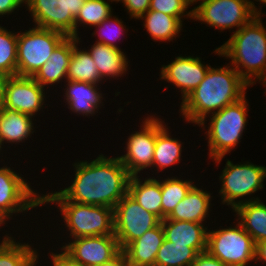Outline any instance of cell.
<instances>
[{
	"mask_svg": "<svg viewBox=\"0 0 266 266\" xmlns=\"http://www.w3.org/2000/svg\"><path fill=\"white\" fill-rule=\"evenodd\" d=\"M250 0H202L193 10V19L221 30L237 27L239 30L261 10Z\"/></svg>",
	"mask_w": 266,
	"mask_h": 266,
	"instance_id": "obj_8",
	"label": "cell"
},
{
	"mask_svg": "<svg viewBox=\"0 0 266 266\" xmlns=\"http://www.w3.org/2000/svg\"><path fill=\"white\" fill-rule=\"evenodd\" d=\"M38 254L30 245L4 237L0 244V266H36Z\"/></svg>",
	"mask_w": 266,
	"mask_h": 266,
	"instance_id": "obj_28",
	"label": "cell"
},
{
	"mask_svg": "<svg viewBox=\"0 0 266 266\" xmlns=\"http://www.w3.org/2000/svg\"><path fill=\"white\" fill-rule=\"evenodd\" d=\"M210 67L205 66L200 57L178 56L162 66L160 78L180 88L183 101L203 81Z\"/></svg>",
	"mask_w": 266,
	"mask_h": 266,
	"instance_id": "obj_16",
	"label": "cell"
},
{
	"mask_svg": "<svg viewBox=\"0 0 266 266\" xmlns=\"http://www.w3.org/2000/svg\"><path fill=\"white\" fill-rule=\"evenodd\" d=\"M164 238L174 244L186 245L198 254L207 250V228L203 223L161 220Z\"/></svg>",
	"mask_w": 266,
	"mask_h": 266,
	"instance_id": "obj_17",
	"label": "cell"
},
{
	"mask_svg": "<svg viewBox=\"0 0 266 266\" xmlns=\"http://www.w3.org/2000/svg\"><path fill=\"white\" fill-rule=\"evenodd\" d=\"M45 89L32 77L10 76L2 81L1 108L34 116L44 103Z\"/></svg>",
	"mask_w": 266,
	"mask_h": 266,
	"instance_id": "obj_14",
	"label": "cell"
},
{
	"mask_svg": "<svg viewBox=\"0 0 266 266\" xmlns=\"http://www.w3.org/2000/svg\"><path fill=\"white\" fill-rule=\"evenodd\" d=\"M141 124V131L131 134L127 142V153L119 157L130 176H138L141 170L152 167L156 135L165 127L155 116H148Z\"/></svg>",
	"mask_w": 266,
	"mask_h": 266,
	"instance_id": "obj_12",
	"label": "cell"
},
{
	"mask_svg": "<svg viewBox=\"0 0 266 266\" xmlns=\"http://www.w3.org/2000/svg\"><path fill=\"white\" fill-rule=\"evenodd\" d=\"M22 3H25V0H0V15L11 14Z\"/></svg>",
	"mask_w": 266,
	"mask_h": 266,
	"instance_id": "obj_39",
	"label": "cell"
},
{
	"mask_svg": "<svg viewBox=\"0 0 266 266\" xmlns=\"http://www.w3.org/2000/svg\"><path fill=\"white\" fill-rule=\"evenodd\" d=\"M79 37H66L51 54L49 60L32 77L43 88L48 84L59 83L67 78V70L72 57L73 46Z\"/></svg>",
	"mask_w": 266,
	"mask_h": 266,
	"instance_id": "obj_18",
	"label": "cell"
},
{
	"mask_svg": "<svg viewBox=\"0 0 266 266\" xmlns=\"http://www.w3.org/2000/svg\"><path fill=\"white\" fill-rule=\"evenodd\" d=\"M99 71L100 78L119 77L127 71L128 59L120 48L95 43L88 50Z\"/></svg>",
	"mask_w": 266,
	"mask_h": 266,
	"instance_id": "obj_24",
	"label": "cell"
},
{
	"mask_svg": "<svg viewBox=\"0 0 266 266\" xmlns=\"http://www.w3.org/2000/svg\"><path fill=\"white\" fill-rule=\"evenodd\" d=\"M248 103L245 98L225 106L210 117L208 134L209 156L219 163L240 141L247 121Z\"/></svg>",
	"mask_w": 266,
	"mask_h": 266,
	"instance_id": "obj_5",
	"label": "cell"
},
{
	"mask_svg": "<svg viewBox=\"0 0 266 266\" xmlns=\"http://www.w3.org/2000/svg\"><path fill=\"white\" fill-rule=\"evenodd\" d=\"M210 200V193L194 185L167 219L202 223L209 215Z\"/></svg>",
	"mask_w": 266,
	"mask_h": 266,
	"instance_id": "obj_21",
	"label": "cell"
},
{
	"mask_svg": "<svg viewBox=\"0 0 266 266\" xmlns=\"http://www.w3.org/2000/svg\"><path fill=\"white\" fill-rule=\"evenodd\" d=\"M66 37L61 32L36 25L26 32L18 33L17 75L33 77Z\"/></svg>",
	"mask_w": 266,
	"mask_h": 266,
	"instance_id": "obj_6",
	"label": "cell"
},
{
	"mask_svg": "<svg viewBox=\"0 0 266 266\" xmlns=\"http://www.w3.org/2000/svg\"><path fill=\"white\" fill-rule=\"evenodd\" d=\"M198 253L186 245L174 244L166 239L163 240L158 250L156 266H192Z\"/></svg>",
	"mask_w": 266,
	"mask_h": 266,
	"instance_id": "obj_30",
	"label": "cell"
},
{
	"mask_svg": "<svg viewBox=\"0 0 266 266\" xmlns=\"http://www.w3.org/2000/svg\"><path fill=\"white\" fill-rule=\"evenodd\" d=\"M73 166L72 185L59 191L71 202L114 208L128 193L130 175L119 157L101 154L89 163L80 161Z\"/></svg>",
	"mask_w": 266,
	"mask_h": 266,
	"instance_id": "obj_1",
	"label": "cell"
},
{
	"mask_svg": "<svg viewBox=\"0 0 266 266\" xmlns=\"http://www.w3.org/2000/svg\"><path fill=\"white\" fill-rule=\"evenodd\" d=\"M114 234L121 250L157 227L161 220L142 208L128 193L113 208Z\"/></svg>",
	"mask_w": 266,
	"mask_h": 266,
	"instance_id": "obj_10",
	"label": "cell"
},
{
	"mask_svg": "<svg viewBox=\"0 0 266 266\" xmlns=\"http://www.w3.org/2000/svg\"><path fill=\"white\" fill-rule=\"evenodd\" d=\"M259 260L266 263V240L256 243L255 262Z\"/></svg>",
	"mask_w": 266,
	"mask_h": 266,
	"instance_id": "obj_41",
	"label": "cell"
},
{
	"mask_svg": "<svg viewBox=\"0 0 266 266\" xmlns=\"http://www.w3.org/2000/svg\"><path fill=\"white\" fill-rule=\"evenodd\" d=\"M139 19H145L144 26L153 40L171 41L182 28V21L177 17L149 10Z\"/></svg>",
	"mask_w": 266,
	"mask_h": 266,
	"instance_id": "obj_26",
	"label": "cell"
},
{
	"mask_svg": "<svg viewBox=\"0 0 266 266\" xmlns=\"http://www.w3.org/2000/svg\"><path fill=\"white\" fill-rule=\"evenodd\" d=\"M112 7L105 0H86L75 18V38H78V24L96 26L107 19L111 14Z\"/></svg>",
	"mask_w": 266,
	"mask_h": 266,
	"instance_id": "obj_33",
	"label": "cell"
},
{
	"mask_svg": "<svg viewBox=\"0 0 266 266\" xmlns=\"http://www.w3.org/2000/svg\"><path fill=\"white\" fill-rule=\"evenodd\" d=\"M256 1H259V2H262L263 4H266V0H256Z\"/></svg>",
	"mask_w": 266,
	"mask_h": 266,
	"instance_id": "obj_45",
	"label": "cell"
},
{
	"mask_svg": "<svg viewBox=\"0 0 266 266\" xmlns=\"http://www.w3.org/2000/svg\"><path fill=\"white\" fill-rule=\"evenodd\" d=\"M256 244L238 222L228 227L207 232V252L228 266H246L255 260Z\"/></svg>",
	"mask_w": 266,
	"mask_h": 266,
	"instance_id": "obj_7",
	"label": "cell"
},
{
	"mask_svg": "<svg viewBox=\"0 0 266 266\" xmlns=\"http://www.w3.org/2000/svg\"><path fill=\"white\" fill-rule=\"evenodd\" d=\"M2 81H3V77L0 76V106H1V94H2Z\"/></svg>",
	"mask_w": 266,
	"mask_h": 266,
	"instance_id": "obj_43",
	"label": "cell"
},
{
	"mask_svg": "<svg viewBox=\"0 0 266 266\" xmlns=\"http://www.w3.org/2000/svg\"><path fill=\"white\" fill-rule=\"evenodd\" d=\"M188 8V5L183 0H151L149 10L171 15L182 21L183 15L184 17L193 18V10H190L186 15L184 14Z\"/></svg>",
	"mask_w": 266,
	"mask_h": 266,
	"instance_id": "obj_35",
	"label": "cell"
},
{
	"mask_svg": "<svg viewBox=\"0 0 266 266\" xmlns=\"http://www.w3.org/2000/svg\"><path fill=\"white\" fill-rule=\"evenodd\" d=\"M53 266H80L75 260H73L67 253L63 252L59 254H50Z\"/></svg>",
	"mask_w": 266,
	"mask_h": 266,
	"instance_id": "obj_38",
	"label": "cell"
},
{
	"mask_svg": "<svg viewBox=\"0 0 266 266\" xmlns=\"http://www.w3.org/2000/svg\"><path fill=\"white\" fill-rule=\"evenodd\" d=\"M164 239V231L160 223L129 243L122 251L130 266H153Z\"/></svg>",
	"mask_w": 266,
	"mask_h": 266,
	"instance_id": "obj_19",
	"label": "cell"
},
{
	"mask_svg": "<svg viewBox=\"0 0 266 266\" xmlns=\"http://www.w3.org/2000/svg\"><path fill=\"white\" fill-rule=\"evenodd\" d=\"M57 203L72 238L115 235L113 208L80 204L67 200L60 192L42 196V204Z\"/></svg>",
	"mask_w": 266,
	"mask_h": 266,
	"instance_id": "obj_4",
	"label": "cell"
},
{
	"mask_svg": "<svg viewBox=\"0 0 266 266\" xmlns=\"http://www.w3.org/2000/svg\"><path fill=\"white\" fill-rule=\"evenodd\" d=\"M238 201L234 209L240 225L253 238L255 244L266 240V205L259 198Z\"/></svg>",
	"mask_w": 266,
	"mask_h": 266,
	"instance_id": "obj_20",
	"label": "cell"
},
{
	"mask_svg": "<svg viewBox=\"0 0 266 266\" xmlns=\"http://www.w3.org/2000/svg\"><path fill=\"white\" fill-rule=\"evenodd\" d=\"M266 178V167L257 166L249 162L244 164H233L227 160L226 166L222 171L220 179L222 185L220 188L222 203L232 206L234 210L239 206V202L235 201L250 195L263 188V181Z\"/></svg>",
	"mask_w": 266,
	"mask_h": 266,
	"instance_id": "obj_11",
	"label": "cell"
},
{
	"mask_svg": "<svg viewBox=\"0 0 266 266\" xmlns=\"http://www.w3.org/2000/svg\"><path fill=\"white\" fill-rule=\"evenodd\" d=\"M165 127L156 135L154 158L152 166L163 170L178 163L181 158L182 144L178 139H172Z\"/></svg>",
	"mask_w": 266,
	"mask_h": 266,
	"instance_id": "obj_29",
	"label": "cell"
},
{
	"mask_svg": "<svg viewBox=\"0 0 266 266\" xmlns=\"http://www.w3.org/2000/svg\"><path fill=\"white\" fill-rule=\"evenodd\" d=\"M17 38L0 26V76L10 77L17 75Z\"/></svg>",
	"mask_w": 266,
	"mask_h": 266,
	"instance_id": "obj_32",
	"label": "cell"
},
{
	"mask_svg": "<svg viewBox=\"0 0 266 266\" xmlns=\"http://www.w3.org/2000/svg\"><path fill=\"white\" fill-rule=\"evenodd\" d=\"M32 116L0 107V150L2 143H20L33 134Z\"/></svg>",
	"mask_w": 266,
	"mask_h": 266,
	"instance_id": "obj_25",
	"label": "cell"
},
{
	"mask_svg": "<svg viewBox=\"0 0 266 266\" xmlns=\"http://www.w3.org/2000/svg\"><path fill=\"white\" fill-rule=\"evenodd\" d=\"M119 1L123 2L132 18L139 19L149 11L151 0H118L117 2Z\"/></svg>",
	"mask_w": 266,
	"mask_h": 266,
	"instance_id": "obj_36",
	"label": "cell"
},
{
	"mask_svg": "<svg viewBox=\"0 0 266 266\" xmlns=\"http://www.w3.org/2000/svg\"><path fill=\"white\" fill-rule=\"evenodd\" d=\"M261 81H263V85H266V78L262 79Z\"/></svg>",
	"mask_w": 266,
	"mask_h": 266,
	"instance_id": "obj_46",
	"label": "cell"
},
{
	"mask_svg": "<svg viewBox=\"0 0 266 266\" xmlns=\"http://www.w3.org/2000/svg\"><path fill=\"white\" fill-rule=\"evenodd\" d=\"M77 44L73 46L72 57L67 70V82L99 83L102 79L92 56L87 50L78 49Z\"/></svg>",
	"mask_w": 266,
	"mask_h": 266,
	"instance_id": "obj_27",
	"label": "cell"
},
{
	"mask_svg": "<svg viewBox=\"0 0 266 266\" xmlns=\"http://www.w3.org/2000/svg\"><path fill=\"white\" fill-rule=\"evenodd\" d=\"M192 266H228L218 258L211 256L207 251L199 253Z\"/></svg>",
	"mask_w": 266,
	"mask_h": 266,
	"instance_id": "obj_37",
	"label": "cell"
},
{
	"mask_svg": "<svg viewBox=\"0 0 266 266\" xmlns=\"http://www.w3.org/2000/svg\"><path fill=\"white\" fill-rule=\"evenodd\" d=\"M188 6H190L192 3H196L197 1H200V0H183ZM202 1V0H201Z\"/></svg>",
	"mask_w": 266,
	"mask_h": 266,
	"instance_id": "obj_42",
	"label": "cell"
},
{
	"mask_svg": "<svg viewBox=\"0 0 266 266\" xmlns=\"http://www.w3.org/2000/svg\"><path fill=\"white\" fill-rule=\"evenodd\" d=\"M260 18L255 16L215 50L231 59V65L250 86L255 84L252 77L257 81L266 78V29Z\"/></svg>",
	"mask_w": 266,
	"mask_h": 266,
	"instance_id": "obj_3",
	"label": "cell"
},
{
	"mask_svg": "<svg viewBox=\"0 0 266 266\" xmlns=\"http://www.w3.org/2000/svg\"><path fill=\"white\" fill-rule=\"evenodd\" d=\"M42 205V196L33 191L19 174L7 166L0 168V217L6 221L11 214Z\"/></svg>",
	"mask_w": 266,
	"mask_h": 266,
	"instance_id": "obj_13",
	"label": "cell"
},
{
	"mask_svg": "<svg viewBox=\"0 0 266 266\" xmlns=\"http://www.w3.org/2000/svg\"><path fill=\"white\" fill-rule=\"evenodd\" d=\"M101 266H130V264L128 263L125 253L121 251L115 258L105 262Z\"/></svg>",
	"mask_w": 266,
	"mask_h": 266,
	"instance_id": "obj_40",
	"label": "cell"
},
{
	"mask_svg": "<svg viewBox=\"0 0 266 266\" xmlns=\"http://www.w3.org/2000/svg\"><path fill=\"white\" fill-rule=\"evenodd\" d=\"M61 250L80 266H101L122 251L115 235L78 237Z\"/></svg>",
	"mask_w": 266,
	"mask_h": 266,
	"instance_id": "obj_15",
	"label": "cell"
},
{
	"mask_svg": "<svg viewBox=\"0 0 266 266\" xmlns=\"http://www.w3.org/2000/svg\"><path fill=\"white\" fill-rule=\"evenodd\" d=\"M139 176H130L128 194L145 210L155 214L162 220L161 181L145 178L144 183Z\"/></svg>",
	"mask_w": 266,
	"mask_h": 266,
	"instance_id": "obj_23",
	"label": "cell"
},
{
	"mask_svg": "<svg viewBox=\"0 0 266 266\" xmlns=\"http://www.w3.org/2000/svg\"><path fill=\"white\" fill-rule=\"evenodd\" d=\"M247 86L233 66L210 67L203 81L182 101V116L203 127L207 114L239 101L246 96Z\"/></svg>",
	"mask_w": 266,
	"mask_h": 266,
	"instance_id": "obj_2",
	"label": "cell"
},
{
	"mask_svg": "<svg viewBox=\"0 0 266 266\" xmlns=\"http://www.w3.org/2000/svg\"><path fill=\"white\" fill-rule=\"evenodd\" d=\"M194 184L189 180L167 178L161 181L162 220L167 218L181 200L188 194Z\"/></svg>",
	"mask_w": 266,
	"mask_h": 266,
	"instance_id": "obj_31",
	"label": "cell"
},
{
	"mask_svg": "<svg viewBox=\"0 0 266 266\" xmlns=\"http://www.w3.org/2000/svg\"><path fill=\"white\" fill-rule=\"evenodd\" d=\"M86 0H25L37 27L75 37V18Z\"/></svg>",
	"mask_w": 266,
	"mask_h": 266,
	"instance_id": "obj_9",
	"label": "cell"
},
{
	"mask_svg": "<svg viewBox=\"0 0 266 266\" xmlns=\"http://www.w3.org/2000/svg\"><path fill=\"white\" fill-rule=\"evenodd\" d=\"M3 223L5 224V221L0 217V226H1Z\"/></svg>",
	"mask_w": 266,
	"mask_h": 266,
	"instance_id": "obj_44",
	"label": "cell"
},
{
	"mask_svg": "<svg viewBox=\"0 0 266 266\" xmlns=\"http://www.w3.org/2000/svg\"><path fill=\"white\" fill-rule=\"evenodd\" d=\"M122 23H123V21L121 22V20H119L116 17H114V19H112V14H111L102 23H100L99 25H96L95 27H98V29H99V30L97 29V31L99 32V34H98L99 40H97V43H102V44H105L107 46L119 48V46H117L114 42L116 39L119 38L122 31L125 30L124 29L125 26H123ZM104 30L108 31L107 32L108 35H106V31H104Z\"/></svg>",
	"mask_w": 266,
	"mask_h": 266,
	"instance_id": "obj_34",
	"label": "cell"
},
{
	"mask_svg": "<svg viewBox=\"0 0 266 266\" xmlns=\"http://www.w3.org/2000/svg\"><path fill=\"white\" fill-rule=\"evenodd\" d=\"M66 87V102L74 113L90 116L95 114L101 104L102 93L96 89L98 84L72 81Z\"/></svg>",
	"mask_w": 266,
	"mask_h": 266,
	"instance_id": "obj_22",
	"label": "cell"
}]
</instances>
